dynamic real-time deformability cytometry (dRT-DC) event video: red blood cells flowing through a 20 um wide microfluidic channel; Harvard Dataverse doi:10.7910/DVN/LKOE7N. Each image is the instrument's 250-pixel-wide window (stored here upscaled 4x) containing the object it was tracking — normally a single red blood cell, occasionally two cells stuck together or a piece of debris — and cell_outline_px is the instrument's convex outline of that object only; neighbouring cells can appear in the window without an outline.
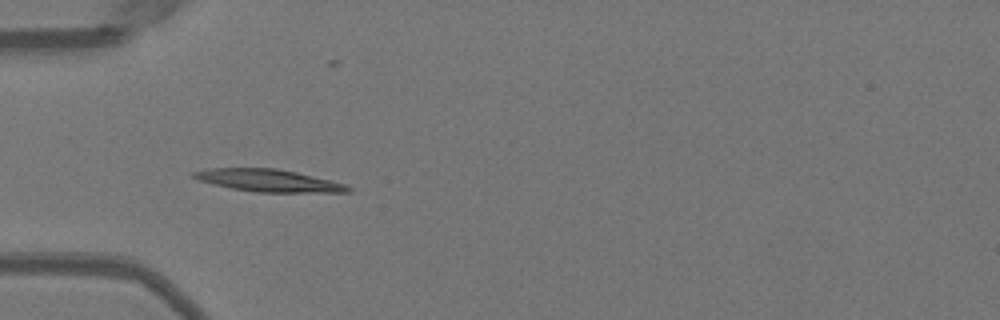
{"species": "Egyptian fruit bat (a non-hibernating species)", "species_latin": "Rousettus aegyptiacus", "temperature_condition": "warm", "stored_images_in_passage": 37, "camera_frame_rate_fps": 3000, "um_per_image_px": 0.085, "animal": {"sex": "female"}, "frame": {"image": 1, "passage_image": 1, "time_ms": 0.0, "image_size_px": [1000, 320], "cell_outline_px": [[352, 192], [256, 192], [232, 188], [200, 180], [192, 176], [192, 172], [208, 168], [276, 168], [296, 172], [348, 184], [352, 188]], "centroid_in_image_um": [22.89, 15.34], "position_along_channel_um": 62.1, "area_um2": 19.94}}
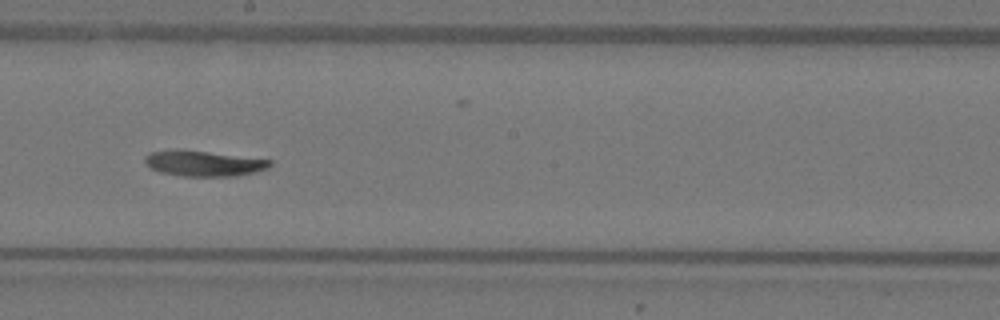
{"frame": {"image": 2, "passage_image": 14, "time_ms": 4.333, "image_size_px": [1000, 320], "cell_outline_px": [[272, 164], [268, 168], [256, 172], [236, 176], [180, 176], [160, 172], [152, 168], [144, 160], [144, 156], [152, 152], [176, 148], [272, 160]], "centroid_in_image_um": [17.31, 13.88], "position_along_channel_um": 230.9, "area_um2": 18.61}}
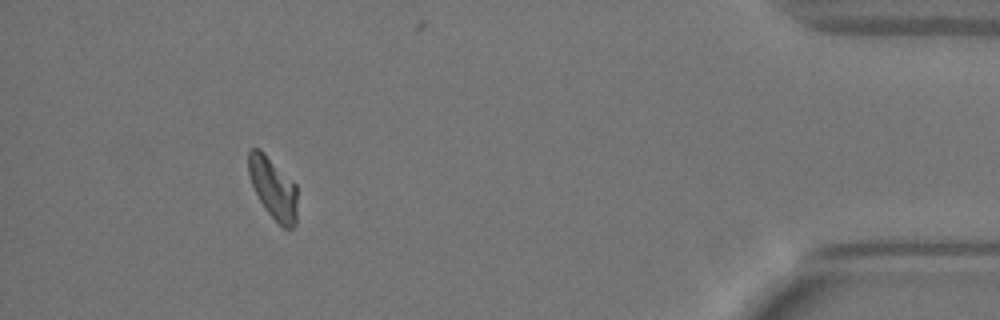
{"frame": {"image": 3, "passage_image": 32, "time_ms": 10.333, "image_size_px": [1000, 320], "cell_outline_px": [[296, 224], [292, 228], [284, 228], [264, 208], [252, 184], [248, 172], [248, 152], [252, 148], [260, 148], [296, 184]], "centroid_in_image_um": [23.21, 15.96], "position_along_channel_um": 412.0, "area_um2": 17.28}, "authors_computed_cell_mechanics": {"area_um2": 18.496, "velocity_mm_per_s": 3.9551, "shape_relaxation_time_tau1_ms": 3.7443, "shape_relaxation_time_tau2_ms": null, "deformation_change_tau1": 0.1713, "deformation_change_tau2": null}}